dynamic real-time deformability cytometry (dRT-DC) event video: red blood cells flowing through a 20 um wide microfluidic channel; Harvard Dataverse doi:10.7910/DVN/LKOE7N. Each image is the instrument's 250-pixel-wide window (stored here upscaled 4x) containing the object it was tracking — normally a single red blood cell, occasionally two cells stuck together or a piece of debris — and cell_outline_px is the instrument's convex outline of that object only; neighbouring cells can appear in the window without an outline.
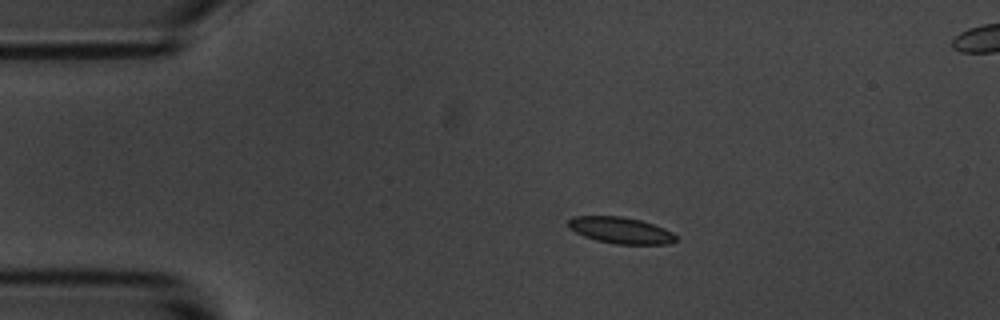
{"species": "common noctule bat (a hibernating species)", "species_latin": "Nyctalus noctula", "temperature_condition": "room temperature", "stored_images_in_passage": 10, "camera_frame_rate_fps": 3000, "um_per_image_px": 0.085, "animal": {"sex": "male", "body_mass_g": 20.1, "forearm_length_mm": 53.5}, "frame": {"image": 1, "passage_image": 4, "time_ms": 3.667, "image_size_px": [1000, 320], "cell_outline_px": [[676, 240], [668, 244], [616, 244], [596, 240], [584, 236], [568, 228], [568, 220], [572, 216], [620, 216], [640, 220], [664, 228], [672, 232], [676, 236]], "centroid_in_image_um": [52.73, 19.57], "position_along_channel_um": 32.3, "area_um2": 16.47}}
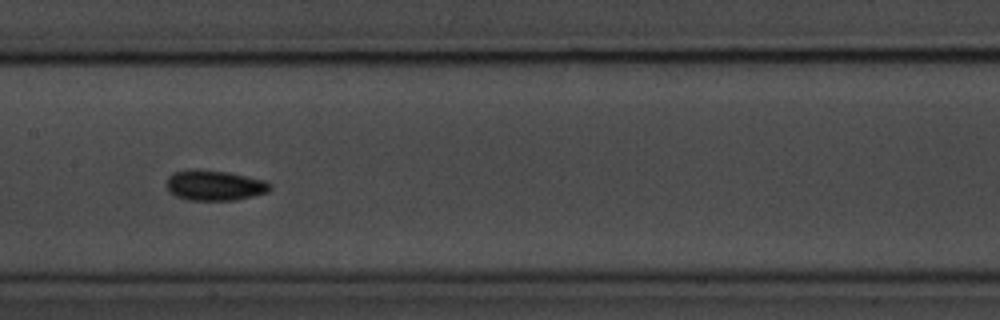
{"frame": {"image": 2, "passage_image": 9, "time_ms": 9.333, "image_size_px": [1000, 320], "cell_outline_px": [[272, 188], [268, 192], [236, 200], [188, 200], [176, 196], [168, 192], [164, 184], [168, 176], [172, 172], [228, 172], [264, 180], [272, 184]], "centroid_in_image_um": [18.24, 15.8], "position_along_channel_um": 189.2, "area_um2": 17.86}}
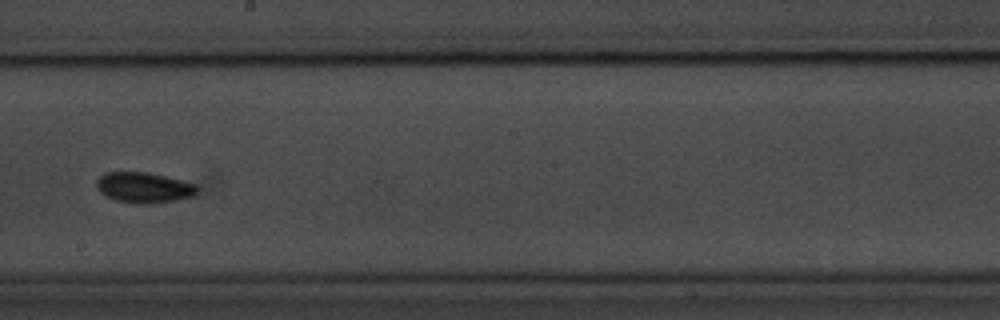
{"frame": {"image": 3, "passage_image": 10, "time_ms": 10.667, "image_size_px": [1000, 320], "cell_outline_px": [[200, 188], [196, 196], [176, 200], [148, 204], [132, 204], [116, 200], [100, 192], [96, 188], [96, 180], [104, 172], [144, 172], [184, 180], [196, 184]], "centroid_in_image_um": [12.27, 15.95], "position_along_channel_um": 235.9, "area_um2": 18.21}}